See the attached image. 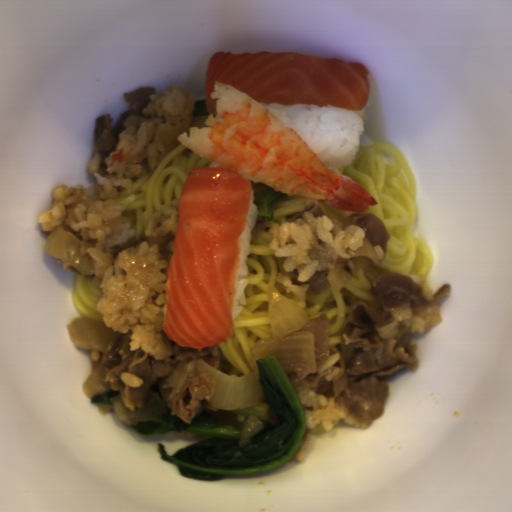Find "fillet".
<instances>
[{"label":"fillet","instance_id":"obj_1","mask_svg":"<svg viewBox=\"0 0 512 512\" xmlns=\"http://www.w3.org/2000/svg\"><path fill=\"white\" fill-rule=\"evenodd\" d=\"M252 181L228 166L193 167L181 189L166 270L162 331L201 350L235 336L234 297Z\"/></svg>","mask_w":512,"mask_h":512},{"label":"fillet","instance_id":"obj_2","mask_svg":"<svg viewBox=\"0 0 512 512\" xmlns=\"http://www.w3.org/2000/svg\"><path fill=\"white\" fill-rule=\"evenodd\" d=\"M370 71L360 62H347L295 51L232 53L216 51L208 60L204 103L217 116L214 82L236 87L257 103L280 105L327 104L361 112L368 104Z\"/></svg>","mask_w":512,"mask_h":512}]
</instances>
